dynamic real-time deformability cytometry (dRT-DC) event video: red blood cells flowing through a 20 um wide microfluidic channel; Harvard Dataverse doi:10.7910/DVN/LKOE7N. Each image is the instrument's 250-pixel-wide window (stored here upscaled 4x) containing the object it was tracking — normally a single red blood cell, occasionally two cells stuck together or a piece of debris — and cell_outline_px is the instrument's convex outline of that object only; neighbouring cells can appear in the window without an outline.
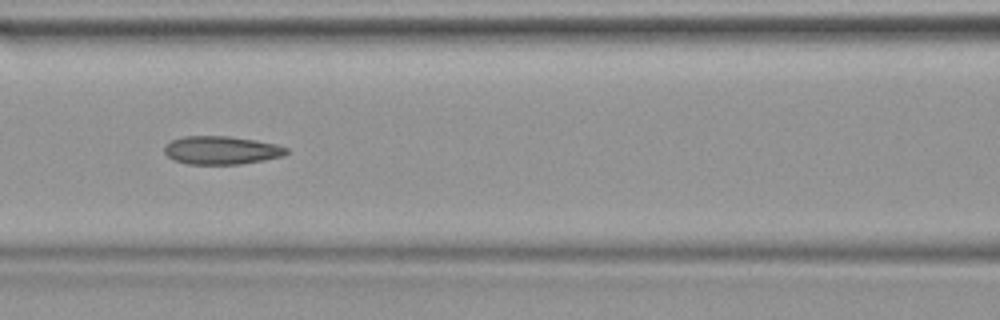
{"species": "common noctule bat (a hibernating species)", "species_latin": "Nyctalus noctula", "temperature_condition": "warm", "stored_images_in_passage": 28, "camera_frame_rate_fps": 3000, "um_per_image_px": 0.085, "animal": {"sex": "female", "body_mass_g": 19.9}, "frame": {"image": 1, "passage_image": 9, "time_ms": 2.667, "image_size_px": [1000, 320], "cell_outline_px": [[288, 152], [284, 156], [264, 160], [240, 164], [188, 164], [172, 160], [164, 152], [164, 144], [172, 140], [184, 136], [228, 136], [256, 140], [276, 144], [288, 148]], "centroid_in_image_um": [18.81, 12.77], "position_along_channel_um": 147.8, "area_um2": 20.23}}